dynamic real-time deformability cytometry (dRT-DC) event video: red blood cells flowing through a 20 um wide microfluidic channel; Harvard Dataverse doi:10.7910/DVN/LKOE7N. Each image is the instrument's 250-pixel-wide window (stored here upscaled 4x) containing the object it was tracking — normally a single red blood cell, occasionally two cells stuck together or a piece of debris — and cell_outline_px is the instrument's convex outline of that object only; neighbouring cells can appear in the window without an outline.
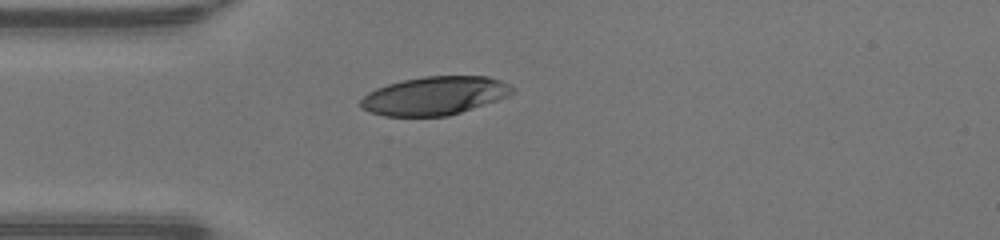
{"species": "human", "species_latin": "Homo sapiens", "temperature_condition": "warm", "stored_images_in_passage": 36, "camera_frame_rate_fps": 3000, "um_per_image_px": 0.085, "donor": {"sex": "male"}, "frame": {"image": 1, "passage_image": 1, "time_ms": 0.0, "image_size_px": [1000, 240], "cell_outline_px": [[516, 88], [508, 96], [448, 116], [384, 116], [368, 112], [360, 108], [360, 100], [368, 92], [376, 88], [388, 84], [404, 80], [424, 76], [488, 76], [500, 80]], "centroid_in_image_um": [36.91, 8.14], "position_along_channel_um": 48.1, "area_um2": 33.87}}
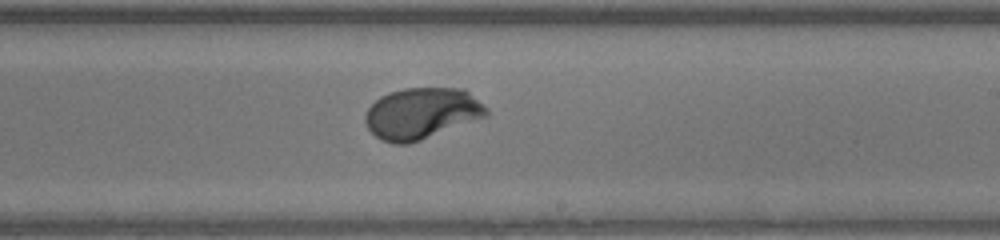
{"frame": {"image": 2, "passage_image": 16, "time_ms": 5.0, "image_size_px": [1000, 240], "cell_outline_px": [[488, 116], [420, 140], [408, 144], [392, 144], [380, 140], [368, 128], [364, 120], [364, 116], [368, 108], [380, 96], [388, 92], [404, 88], [464, 88], [484, 104], [488, 108]], "centroid_in_image_um": [35.84, 9.63], "position_along_channel_um": 253.2, "area_um2": 36.36}}
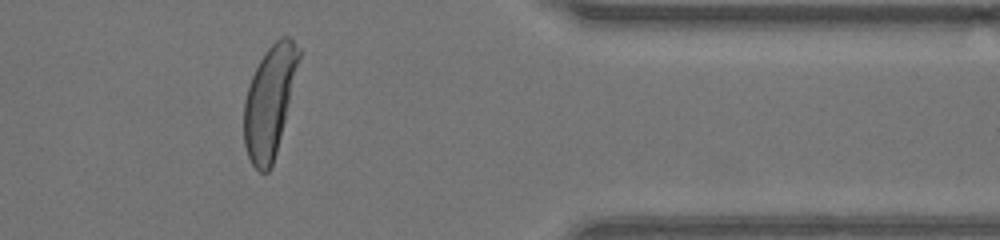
{"frame": {"image": 3, "passage_image": 27, "time_ms": 8.667, "image_size_px": [1000, 240], "cell_outline_px": [[300, 60], [276, 152], [272, 164], [268, 172], [260, 172], [252, 164], [248, 156], [244, 144], [244, 100], [252, 76], [264, 52], [280, 36], [288, 36], [300, 48]], "centroid_in_image_um": [22.91, 8.6], "position_along_channel_um": 388.5, "area_um2": 34.97}, "authors_computed_cell_mechanics": {"area_um2": 35.8938, "velocity_mm_per_s": 4.3139, "shape_relaxation_time_tau1_ms": 2.2284, "shape_relaxation_time_tau2_ms": null, "deformation_change_tau1": 0.1942, "deformation_change_tau2": null}}